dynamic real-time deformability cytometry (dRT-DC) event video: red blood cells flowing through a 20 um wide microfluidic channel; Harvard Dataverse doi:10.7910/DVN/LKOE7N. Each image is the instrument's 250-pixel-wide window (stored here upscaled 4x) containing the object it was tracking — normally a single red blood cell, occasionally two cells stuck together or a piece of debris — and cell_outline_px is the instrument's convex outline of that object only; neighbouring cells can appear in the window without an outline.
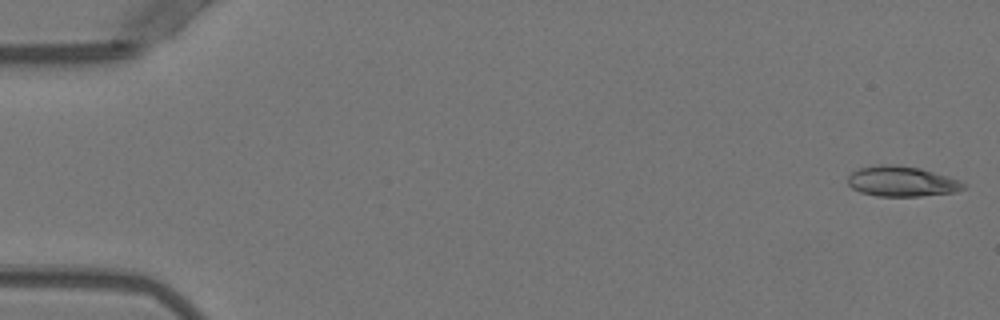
{"species": "Egyptian fruit bat (a non-hibernating species)", "species_latin": "Rousettus aegyptiacus", "temperature_condition": "warm", "stored_images_in_passage": 51, "camera_frame_rate_fps": 3000, "um_per_image_px": 0.085, "animal": {"sex": "female"}, "frame": {"image": 1, "passage_image": 1, "time_ms": 0.0, "image_size_px": [1000, 320], "cell_outline_px": [[968, 184], [964, 188], [956, 192], [920, 196], [876, 196], [860, 192], [852, 188], [848, 184], [848, 176], [852, 172], [860, 168], [880, 164], [896, 164], [920, 168], [960, 180]], "centroid_in_image_um": [76.66, 15.42], "position_along_channel_um": 8.3, "area_um2": 20.52}}
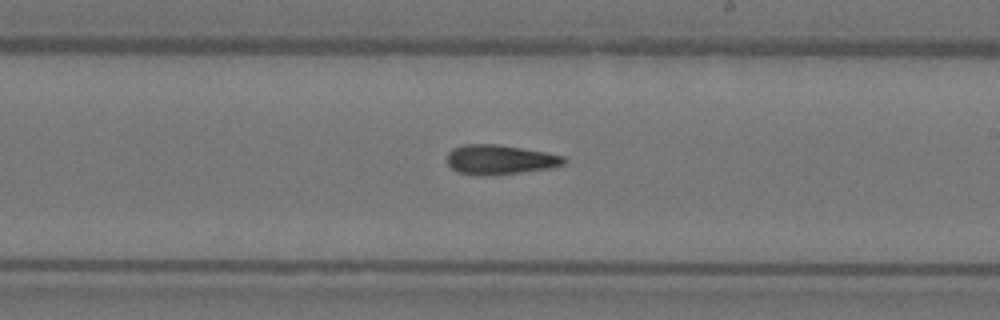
{"frame": {"image": 2, "passage_image": 30, "time_ms": 9.667, "image_size_px": [1000, 320], "cell_outline_px": [[568, 160], [564, 164], [552, 168], [488, 176], [480, 176], [456, 172], [448, 164], [448, 152], [452, 148], [464, 144], [496, 144], [544, 152], [564, 156]], "centroid_in_image_um": [42.48, 13.58], "position_along_channel_um": 246.5, "area_um2": 20.23}}
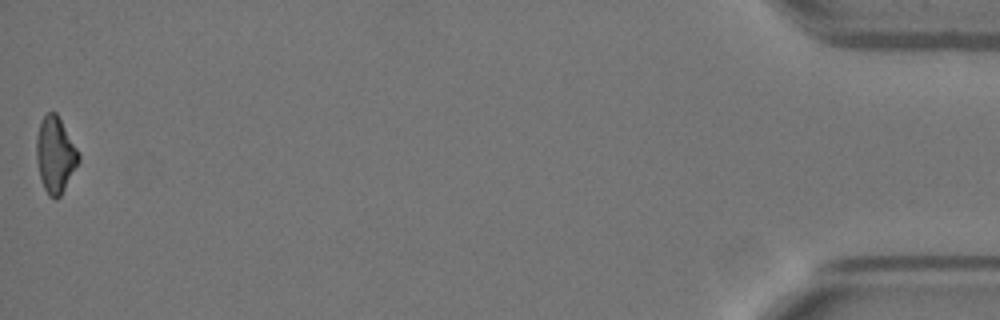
{"frame": {"image": 3, "passage_image": 51, "time_ms": 16.667, "image_size_px": [1000, 320], "cell_outline_px": [[80, 160], [60, 196], [56, 200], [48, 196], [44, 188], [40, 176], [36, 160], [36, 136], [40, 124], [44, 116], [48, 112], [56, 112], [80, 152]], "centroid_in_image_um": [4.7, 13.16], "position_along_channel_um": 430.5, "area_um2": 18.67}, "authors_computed_cell_mechanics": {"area_um2": 19.8832, "velocity_mm_per_s": 3.971, "shape_relaxation_time_tau1_ms": null, "shape_relaxation_time_tau2_ms": 4.1688, "deformation_change_tau1": null, "deformation_change_tau2": 0.1479}}